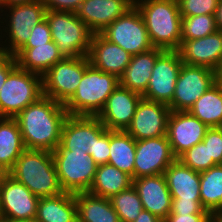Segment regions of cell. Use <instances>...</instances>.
I'll list each match as a JSON object with an SVG mask.
<instances>
[{"label": "cell", "mask_w": 222, "mask_h": 222, "mask_svg": "<svg viewBox=\"0 0 222 222\" xmlns=\"http://www.w3.org/2000/svg\"><path fill=\"white\" fill-rule=\"evenodd\" d=\"M178 159L185 166L199 173L217 165L213 160H209L208 147L203 142L188 149Z\"/></svg>", "instance_id": "obj_35"}, {"label": "cell", "mask_w": 222, "mask_h": 222, "mask_svg": "<svg viewBox=\"0 0 222 222\" xmlns=\"http://www.w3.org/2000/svg\"><path fill=\"white\" fill-rule=\"evenodd\" d=\"M216 83V71L204 66L182 64L172 101L171 111H188L191 106Z\"/></svg>", "instance_id": "obj_10"}, {"label": "cell", "mask_w": 222, "mask_h": 222, "mask_svg": "<svg viewBox=\"0 0 222 222\" xmlns=\"http://www.w3.org/2000/svg\"><path fill=\"white\" fill-rule=\"evenodd\" d=\"M17 67L14 55L0 50V89L8 75Z\"/></svg>", "instance_id": "obj_42"}, {"label": "cell", "mask_w": 222, "mask_h": 222, "mask_svg": "<svg viewBox=\"0 0 222 222\" xmlns=\"http://www.w3.org/2000/svg\"><path fill=\"white\" fill-rule=\"evenodd\" d=\"M42 96V76L17 66L0 89V117L15 118Z\"/></svg>", "instance_id": "obj_7"}, {"label": "cell", "mask_w": 222, "mask_h": 222, "mask_svg": "<svg viewBox=\"0 0 222 222\" xmlns=\"http://www.w3.org/2000/svg\"><path fill=\"white\" fill-rule=\"evenodd\" d=\"M0 222H9V221L3 217H0Z\"/></svg>", "instance_id": "obj_51"}, {"label": "cell", "mask_w": 222, "mask_h": 222, "mask_svg": "<svg viewBox=\"0 0 222 222\" xmlns=\"http://www.w3.org/2000/svg\"><path fill=\"white\" fill-rule=\"evenodd\" d=\"M182 17L215 15L219 0H177Z\"/></svg>", "instance_id": "obj_36"}, {"label": "cell", "mask_w": 222, "mask_h": 222, "mask_svg": "<svg viewBox=\"0 0 222 222\" xmlns=\"http://www.w3.org/2000/svg\"><path fill=\"white\" fill-rule=\"evenodd\" d=\"M67 117L64 104L45 95L28 105L15 117L25 149L53 152Z\"/></svg>", "instance_id": "obj_1"}, {"label": "cell", "mask_w": 222, "mask_h": 222, "mask_svg": "<svg viewBox=\"0 0 222 222\" xmlns=\"http://www.w3.org/2000/svg\"><path fill=\"white\" fill-rule=\"evenodd\" d=\"M37 222H78L77 204L73 193L62 192L59 195L39 199Z\"/></svg>", "instance_id": "obj_26"}, {"label": "cell", "mask_w": 222, "mask_h": 222, "mask_svg": "<svg viewBox=\"0 0 222 222\" xmlns=\"http://www.w3.org/2000/svg\"><path fill=\"white\" fill-rule=\"evenodd\" d=\"M78 222H121L109 198L88 192L74 193Z\"/></svg>", "instance_id": "obj_27"}, {"label": "cell", "mask_w": 222, "mask_h": 222, "mask_svg": "<svg viewBox=\"0 0 222 222\" xmlns=\"http://www.w3.org/2000/svg\"><path fill=\"white\" fill-rule=\"evenodd\" d=\"M172 200L201 201L200 173L176 159L163 173Z\"/></svg>", "instance_id": "obj_23"}, {"label": "cell", "mask_w": 222, "mask_h": 222, "mask_svg": "<svg viewBox=\"0 0 222 222\" xmlns=\"http://www.w3.org/2000/svg\"><path fill=\"white\" fill-rule=\"evenodd\" d=\"M217 30L215 15L182 17L181 41L200 39Z\"/></svg>", "instance_id": "obj_34"}, {"label": "cell", "mask_w": 222, "mask_h": 222, "mask_svg": "<svg viewBox=\"0 0 222 222\" xmlns=\"http://www.w3.org/2000/svg\"><path fill=\"white\" fill-rule=\"evenodd\" d=\"M211 214H168L163 222H208Z\"/></svg>", "instance_id": "obj_43"}, {"label": "cell", "mask_w": 222, "mask_h": 222, "mask_svg": "<svg viewBox=\"0 0 222 222\" xmlns=\"http://www.w3.org/2000/svg\"><path fill=\"white\" fill-rule=\"evenodd\" d=\"M6 174L7 172L0 166V183L2 182Z\"/></svg>", "instance_id": "obj_49"}, {"label": "cell", "mask_w": 222, "mask_h": 222, "mask_svg": "<svg viewBox=\"0 0 222 222\" xmlns=\"http://www.w3.org/2000/svg\"><path fill=\"white\" fill-rule=\"evenodd\" d=\"M208 222H215L212 218Z\"/></svg>", "instance_id": "obj_53"}, {"label": "cell", "mask_w": 222, "mask_h": 222, "mask_svg": "<svg viewBox=\"0 0 222 222\" xmlns=\"http://www.w3.org/2000/svg\"><path fill=\"white\" fill-rule=\"evenodd\" d=\"M182 64L177 50H164L155 61L149 84L142 98L168 105L174 96Z\"/></svg>", "instance_id": "obj_11"}, {"label": "cell", "mask_w": 222, "mask_h": 222, "mask_svg": "<svg viewBox=\"0 0 222 222\" xmlns=\"http://www.w3.org/2000/svg\"><path fill=\"white\" fill-rule=\"evenodd\" d=\"M134 222H163L147 210H142Z\"/></svg>", "instance_id": "obj_44"}, {"label": "cell", "mask_w": 222, "mask_h": 222, "mask_svg": "<svg viewBox=\"0 0 222 222\" xmlns=\"http://www.w3.org/2000/svg\"><path fill=\"white\" fill-rule=\"evenodd\" d=\"M51 153L63 192H88L97 169L91 155L85 151H68L60 144Z\"/></svg>", "instance_id": "obj_6"}, {"label": "cell", "mask_w": 222, "mask_h": 222, "mask_svg": "<svg viewBox=\"0 0 222 222\" xmlns=\"http://www.w3.org/2000/svg\"><path fill=\"white\" fill-rule=\"evenodd\" d=\"M134 6V0H85L76 16L95 34L123 16Z\"/></svg>", "instance_id": "obj_19"}, {"label": "cell", "mask_w": 222, "mask_h": 222, "mask_svg": "<svg viewBox=\"0 0 222 222\" xmlns=\"http://www.w3.org/2000/svg\"><path fill=\"white\" fill-rule=\"evenodd\" d=\"M119 85V78L96 69L86 68L74 95L64 104L68 115L97 116L108 97Z\"/></svg>", "instance_id": "obj_4"}, {"label": "cell", "mask_w": 222, "mask_h": 222, "mask_svg": "<svg viewBox=\"0 0 222 222\" xmlns=\"http://www.w3.org/2000/svg\"><path fill=\"white\" fill-rule=\"evenodd\" d=\"M176 159L166 135L136 140L134 179L163 174Z\"/></svg>", "instance_id": "obj_14"}, {"label": "cell", "mask_w": 222, "mask_h": 222, "mask_svg": "<svg viewBox=\"0 0 222 222\" xmlns=\"http://www.w3.org/2000/svg\"><path fill=\"white\" fill-rule=\"evenodd\" d=\"M163 51L164 49L154 47L132 56L130 63L119 77V85L142 95L149 84L155 61Z\"/></svg>", "instance_id": "obj_24"}, {"label": "cell", "mask_w": 222, "mask_h": 222, "mask_svg": "<svg viewBox=\"0 0 222 222\" xmlns=\"http://www.w3.org/2000/svg\"><path fill=\"white\" fill-rule=\"evenodd\" d=\"M85 0H42L46 11L76 12Z\"/></svg>", "instance_id": "obj_41"}, {"label": "cell", "mask_w": 222, "mask_h": 222, "mask_svg": "<svg viewBox=\"0 0 222 222\" xmlns=\"http://www.w3.org/2000/svg\"><path fill=\"white\" fill-rule=\"evenodd\" d=\"M14 57L19 68L41 76L64 58L53 40L34 48H21Z\"/></svg>", "instance_id": "obj_25"}, {"label": "cell", "mask_w": 222, "mask_h": 222, "mask_svg": "<svg viewBox=\"0 0 222 222\" xmlns=\"http://www.w3.org/2000/svg\"><path fill=\"white\" fill-rule=\"evenodd\" d=\"M52 41V35L47 23L44 19L32 28L31 36L22 48H34L36 45L47 44Z\"/></svg>", "instance_id": "obj_39"}, {"label": "cell", "mask_w": 222, "mask_h": 222, "mask_svg": "<svg viewBox=\"0 0 222 222\" xmlns=\"http://www.w3.org/2000/svg\"><path fill=\"white\" fill-rule=\"evenodd\" d=\"M200 199L202 207L211 215L222 209V164L200 172Z\"/></svg>", "instance_id": "obj_32"}, {"label": "cell", "mask_w": 222, "mask_h": 222, "mask_svg": "<svg viewBox=\"0 0 222 222\" xmlns=\"http://www.w3.org/2000/svg\"><path fill=\"white\" fill-rule=\"evenodd\" d=\"M169 214H210L205 210L201 201L172 200L171 212Z\"/></svg>", "instance_id": "obj_40"}, {"label": "cell", "mask_w": 222, "mask_h": 222, "mask_svg": "<svg viewBox=\"0 0 222 222\" xmlns=\"http://www.w3.org/2000/svg\"><path fill=\"white\" fill-rule=\"evenodd\" d=\"M217 29L222 31V0H219L218 7L215 13Z\"/></svg>", "instance_id": "obj_46"}, {"label": "cell", "mask_w": 222, "mask_h": 222, "mask_svg": "<svg viewBox=\"0 0 222 222\" xmlns=\"http://www.w3.org/2000/svg\"><path fill=\"white\" fill-rule=\"evenodd\" d=\"M202 142L208 147L209 160L222 164V127L209 128Z\"/></svg>", "instance_id": "obj_37"}, {"label": "cell", "mask_w": 222, "mask_h": 222, "mask_svg": "<svg viewBox=\"0 0 222 222\" xmlns=\"http://www.w3.org/2000/svg\"><path fill=\"white\" fill-rule=\"evenodd\" d=\"M132 185V176L107 163L97 165L95 178L88 193L110 199L113 195L128 189Z\"/></svg>", "instance_id": "obj_28"}, {"label": "cell", "mask_w": 222, "mask_h": 222, "mask_svg": "<svg viewBox=\"0 0 222 222\" xmlns=\"http://www.w3.org/2000/svg\"><path fill=\"white\" fill-rule=\"evenodd\" d=\"M170 112L167 104L141 98L125 131L135 140L165 136Z\"/></svg>", "instance_id": "obj_15"}, {"label": "cell", "mask_w": 222, "mask_h": 222, "mask_svg": "<svg viewBox=\"0 0 222 222\" xmlns=\"http://www.w3.org/2000/svg\"><path fill=\"white\" fill-rule=\"evenodd\" d=\"M40 0H0V7H8L17 4H25L30 2H35Z\"/></svg>", "instance_id": "obj_45"}, {"label": "cell", "mask_w": 222, "mask_h": 222, "mask_svg": "<svg viewBox=\"0 0 222 222\" xmlns=\"http://www.w3.org/2000/svg\"><path fill=\"white\" fill-rule=\"evenodd\" d=\"M24 150L16 119L0 117V166L8 173Z\"/></svg>", "instance_id": "obj_29"}, {"label": "cell", "mask_w": 222, "mask_h": 222, "mask_svg": "<svg viewBox=\"0 0 222 222\" xmlns=\"http://www.w3.org/2000/svg\"><path fill=\"white\" fill-rule=\"evenodd\" d=\"M89 65L88 56L58 61L42 76L43 95L65 104L76 92Z\"/></svg>", "instance_id": "obj_8"}, {"label": "cell", "mask_w": 222, "mask_h": 222, "mask_svg": "<svg viewBox=\"0 0 222 222\" xmlns=\"http://www.w3.org/2000/svg\"><path fill=\"white\" fill-rule=\"evenodd\" d=\"M97 116L68 115L62 128L60 145L68 151H85L104 130Z\"/></svg>", "instance_id": "obj_20"}, {"label": "cell", "mask_w": 222, "mask_h": 222, "mask_svg": "<svg viewBox=\"0 0 222 222\" xmlns=\"http://www.w3.org/2000/svg\"><path fill=\"white\" fill-rule=\"evenodd\" d=\"M52 40L64 58L88 56L93 32L74 12L46 11Z\"/></svg>", "instance_id": "obj_5"}, {"label": "cell", "mask_w": 222, "mask_h": 222, "mask_svg": "<svg viewBox=\"0 0 222 222\" xmlns=\"http://www.w3.org/2000/svg\"><path fill=\"white\" fill-rule=\"evenodd\" d=\"M100 34L109 42L119 45L131 56L154 48L144 19L135 5Z\"/></svg>", "instance_id": "obj_9"}, {"label": "cell", "mask_w": 222, "mask_h": 222, "mask_svg": "<svg viewBox=\"0 0 222 222\" xmlns=\"http://www.w3.org/2000/svg\"><path fill=\"white\" fill-rule=\"evenodd\" d=\"M10 9L9 15V44L6 47H0L1 51L15 55L28 41L31 36L32 28L45 19L46 8L42 2L35 1L25 4H17L6 7ZM9 48V49H8Z\"/></svg>", "instance_id": "obj_13"}, {"label": "cell", "mask_w": 222, "mask_h": 222, "mask_svg": "<svg viewBox=\"0 0 222 222\" xmlns=\"http://www.w3.org/2000/svg\"><path fill=\"white\" fill-rule=\"evenodd\" d=\"M110 201L121 222H134L143 210L140 196L133 185L113 195Z\"/></svg>", "instance_id": "obj_33"}, {"label": "cell", "mask_w": 222, "mask_h": 222, "mask_svg": "<svg viewBox=\"0 0 222 222\" xmlns=\"http://www.w3.org/2000/svg\"><path fill=\"white\" fill-rule=\"evenodd\" d=\"M212 219H213L215 222H222V209H219V210L215 211V212L212 214Z\"/></svg>", "instance_id": "obj_48"}, {"label": "cell", "mask_w": 222, "mask_h": 222, "mask_svg": "<svg viewBox=\"0 0 222 222\" xmlns=\"http://www.w3.org/2000/svg\"><path fill=\"white\" fill-rule=\"evenodd\" d=\"M216 83L220 86L222 89V65L220 68L216 71Z\"/></svg>", "instance_id": "obj_47"}, {"label": "cell", "mask_w": 222, "mask_h": 222, "mask_svg": "<svg viewBox=\"0 0 222 222\" xmlns=\"http://www.w3.org/2000/svg\"><path fill=\"white\" fill-rule=\"evenodd\" d=\"M108 163L134 179L136 140L124 130H109Z\"/></svg>", "instance_id": "obj_30"}, {"label": "cell", "mask_w": 222, "mask_h": 222, "mask_svg": "<svg viewBox=\"0 0 222 222\" xmlns=\"http://www.w3.org/2000/svg\"><path fill=\"white\" fill-rule=\"evenodd\" d=\"M8 174L39 198L63 192L50 151L25 149Z\"/></svg>", "instance_id": "obj_3"}, {"label": "cell", "mask_w": 222, "mask_h": 222, "mask_svg": "<svg viewBox=\"0 0 222 222\" xmlns=\"http://www.w3.org/2000/svg\"><path fill=\"white\" fill-rule=\"evenodd\" d=\"M141 98V94L118 85L97 117L106 129L125 131L131 124Z\"/></svg>", "instance_id": "obj_17"}, {"label": "cell", "mask_w": 222, "mask_h": 222, "mask_svg": "<svg viewBox=\"0 0 222 222\" xmlns=\"http://www.w3.org/2000/svg\"><path fill=\"white\" fill-rule=\"evenodd\" d=\"M177 51L183 64L217 71L222 65V31L217 30L200 39L181 41Z\"/></svg>", "instance_id": "obj_18"}, {"label": "cell", "mask_w": 222, "mask_h": 222, "mask_svg": "<svg viewBox=\"0 0 222 222\" xmlns=\"http://www.w3.org/2000/svg\"><path fill=\"white\" fill-rule=\"evenodd\" d=\"M152 45L177 50L181 43L182 16L177 0H134Z\"/></svg>", "instance_id": "obj_2"}, {"label": "cell", "mask_w": 222, "mask_h": 222, "mask_svg": "<svg viewBox=\"0 0 222 222\" xmlns=\"http://www.w3.org/2000/svg\"><path fill=\"white\" fill-rule=\"evenodd\" d=\"M9 222H37L35 220H21V221H9Z\"/></svg>", "instance_id": "obj_50"}, {"label": "cell", "mask_w": 222, "mask_h": 222, "mask_svg": "<svg viewBox=\"0 0 222 222\" xmlns=\"http://www.w3.org/2000/svg\"><path fill=\"white\" fill-rule=\"evenodd\" d=\"M131 57L127 51L109 42L100 33L93 34L88 58L96 69L119 78L130 63Z\"/></svg>", "instance_id": "obj_22"}, {"label": "cell", "mask_w": 222, "mask_h": 222, "mask_svg": "<svg viewBox=\"0 0 222 222\" xmlns=\"http://www.w3.org/2000/svg\"><path fill=\"white\" fill-rule=\"evenodd\" d=\"M39 199L8 173L0 183L1 217L8 221L35 220Z\"/></svg>", "instance_id": "obj_12"}, {"label": "cell", "mask_w": 222, "mask_h": 222, "mask_svg": "<svg viewBox=\"0 0 222 222\" xmlns=\"http://www.w3.org/2000/svg\"><path fill=\"white\" fill-rule=\"evenodd\" d=\"M88 153L97 165L107 164L110 156L109 130L105 129L96 139H94Z\"/></svg>", "instance_id": "obj_38"}, {"label": "cell", "mask_w": 222, "mask_h": 222, "mask_svg": "<svg viewBox=\"0 0 222 222\" xmlns=\"http://www.w3.org/2000/svg\"><path fill=\"white\" fill-rule=\"evenodd\" d=\"M133 187L140 196L143 210L162 221L171 212L172 197L163 174L133 179Z\"/></svg>", "instance_id": "obj_21"}, {"label": "cell", "mask_w": 222, "mask_h": 222, "mask_svg": "<svg viewBox=\"0 0 222 222\" xmlns=\"http://www.w3.org/2000/svg\"><path fill=\"white\" fill-rule=\"evenodd\" d=\"M0 217H1V200H0Z\"/></svg>", "instance_id": "obj_52"}, {"label": "cell", "mask_w": 222, "mask_h": 222, "mask_svg": "<svg viewBox=\"0 0 222 222\" xmlns=\"http://www.w3.org/2000/svg\"><path fill=\"white\" fill-rule=\"evenodd\" d=\"M190 114L209 128L222 127V89L215 83L191 106Z\"/></svg>", "instance_id": "obj_31"}, {"label": "cell", "mask_w": 222, "mask_h": 222, "mask_svg": "<svg viewBox=\"0 0 222 222\" xmlns=\"http://www.w3.org/2000/svg\"><path fill=\"white\" fill-rule=\"evenodd\" d=\"M209 127L188 111H171L166 136L174 156L178 159L184 152L202 142Z\"/></svg>", "instance_id": "obj_16"}]
</instances>
